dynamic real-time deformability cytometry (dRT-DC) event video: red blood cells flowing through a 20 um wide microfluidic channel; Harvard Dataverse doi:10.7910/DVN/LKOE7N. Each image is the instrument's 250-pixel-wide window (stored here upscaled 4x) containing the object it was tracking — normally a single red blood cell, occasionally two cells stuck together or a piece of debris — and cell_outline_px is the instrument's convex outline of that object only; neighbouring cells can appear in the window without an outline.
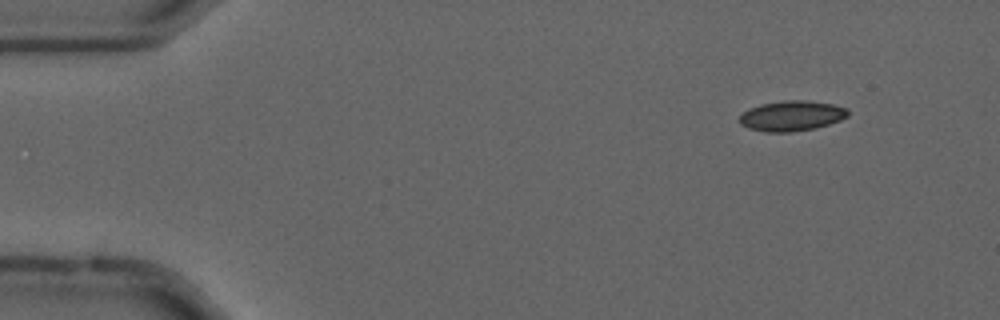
{"species": "common noctule bat (a hibernating species)", "species_latin": "Nyctalus noctula", "temperature_condition": "cold", "stored_images_in_passage": 55, "camera_frame_rate_fps": 3000, "um_per_image_px": 0.085, "animal": {"sex": "male", "forearm_length_mm": 52.5}, "frame": {"image": 1, "passage_image": 6, "time_ms": 1.667, "image_size_px": [1000, 320], "cell_outline_px": [[848, 116], [840, 120], [816, 128], [792, 132], [764, 132], [748, 128], [740, 124], [740, 116], [748, 108], [760, 104], [784, 100], [808, 100], [832, 104], [848, 108]], "centroid_in_image_um": [67.29, 9.84], "position_along_channel_um": 17.7, "area_um2": 19.25}}
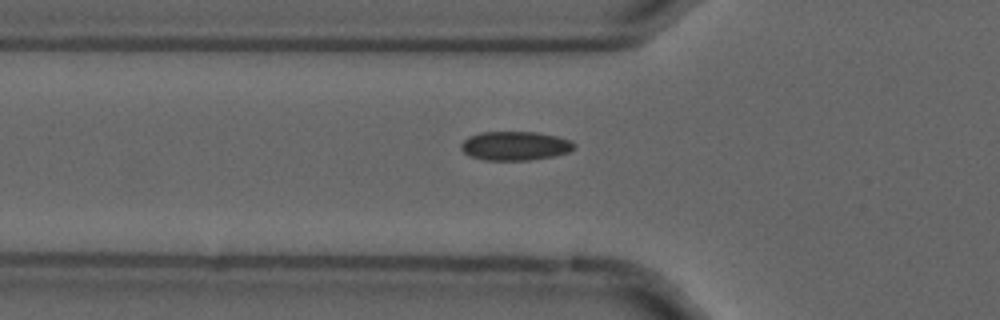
{"frame": {"image": 2, "passage_image": 19, "time_ms": 6.0, "image_size_px": [1000, 320], "cell_outline_px": [[576, 144], [568, 152], [552, 156], [528, 160], [484, 160], [468, 156], [460, 148], [460, 144], [468, 136], [480, 132], [536, 132], [556, 136], [572, 140]], "centroid_in_image_um": [43.74, 12.39], "position_along_channel_um": 82.1, "area_um2": 19.13}}
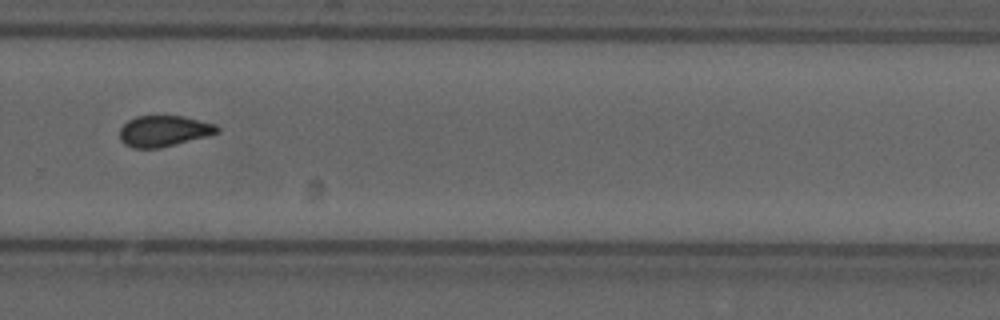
{"frame": {"image": 3, "passage_image": 38, "time_ms": 12.333, "image_size_px": [1000, 320], "cell_outline_px": [[220, 132], [208, 136], [160, 148], [132, 148], [124, 144], [120, 140], [120, 128], [128, 120], [136, 116], [184, 116], [216, 124], [220, 128]], "centroid_in_image_um": [13.94, 11.14], "position_along_channel_um": 315.9, "area_um2": 17.74}, "authors_computed_cell_mechanics": {"area_um2": 18.2648, "velocity_mm_per_s": 3.6893, "shape_relaxation_time_tau1_ms": null, "shape_relaxation_time_tau2_ms": 2.8973, "deformation_change_tau1": null, "deformation_change_tau2": 0.0598}}